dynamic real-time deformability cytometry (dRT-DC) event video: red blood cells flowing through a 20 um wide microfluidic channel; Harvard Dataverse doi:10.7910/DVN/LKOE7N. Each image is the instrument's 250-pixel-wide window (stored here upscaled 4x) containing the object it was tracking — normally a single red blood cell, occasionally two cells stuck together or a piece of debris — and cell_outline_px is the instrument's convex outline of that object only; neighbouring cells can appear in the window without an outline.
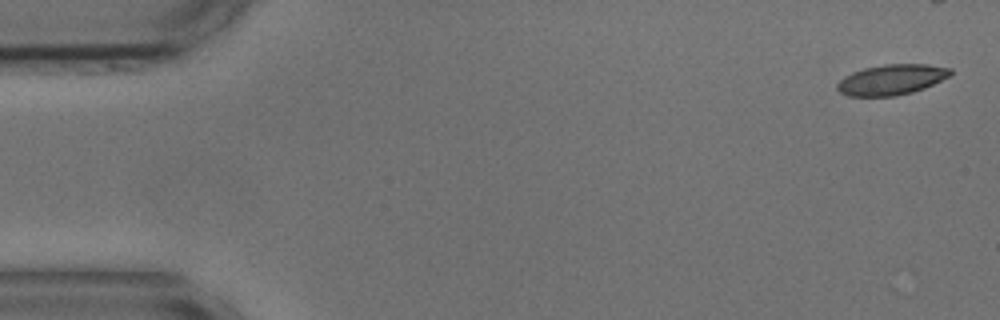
{"species": "common noctule bat (a hibernating species)", "species_latin": "Nyctalus noctula", "temperature_condition": "cold", "stored_images_in_passage": 39, "camera_frame_rate_fps": 3000, "um_per_image_px": 0.085, "animal": {"sex": "male", "body_mass_g": 17.9, "forearm_length_mm": 54.2}, "frame": {"image": 1, "passage_image": 1, "time_ms": 0.0, "image_size_px": [1000, 320], "cell_outline_px": [[952, 72], [948, 76], [924, 88], [912, 92], [896, 96], [848, 96], [840, 92], [836, 88], [836, 84], [844, 76], [852, 72], [864, 68], [884, 64], [928, 64], [952, 68]], "centroid_in_image_um": [75.75, 6.76], "position_along_channel_um": 9.2, "area_um2": 20.06}}
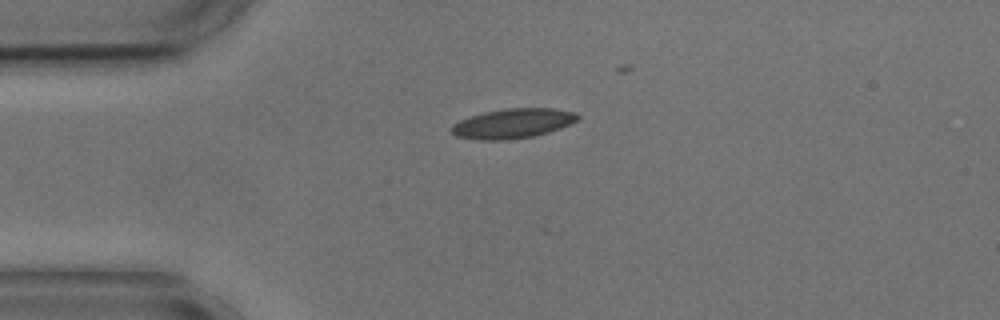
{"frame": {"image": 2, "passage_image": 12, "time_ms": 3.667, "image_size_px": [1000, 320], "cell_outline_px": [[580, 116], [576, 120], [560, 128], [548, 132], [532, 136], [504, 140], [480, 140], [456, 136], [452, 132], [452, 124], [468, 116], [484, 112], [508, 108], [552, 108], [576, 112]], "centroid_in_image_um": [43.57, 10.48], "position_along_channel_um": 41.4, "area_um2": 21.68}}